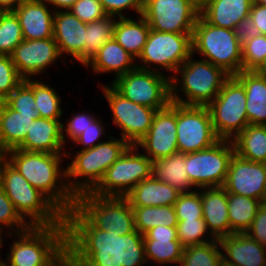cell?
I'll return each instance as SVG.
<instances>
[{
  "mask_svg": "<svg viewBox=\"0 0 266 266\" xmlns=\"http://www.w3.org/2000/svg\"><path fill=\"white\" fill-rule=\"evenodd\" d=\"M134 18H117L114 39L137 60L147 41L150 26L142 15Z\"/></svg>",
  "mask_w": 266,
  "mask_h": 266,
  "instance_id": "32",
  "label": "cell"
},
{
  "mask_svg": "<svg viewBox=\"0 0 266 266\" xmlns=\"http://www.w3.org/2000/svg\"><path fill=\"white\" fill-rule=\"evenodd\" d=\"M242 70L255 71L266 57V35L261 34L243 43Z\"/></svg>",
  "mask_w": 266,
  "mask_h": 266,
  "instance_id": "43",
  "label": "cell"
},
{
  "mask_svg": "<svg viewBox=\"0 0 266 266\" xmlns=\"http://www.w3.org/2000/svg\"><path fill=\"white\" fill-rule=\"evenodd\" d=\"M18 74L23 79L45 73L62 56L54 38L23 40L10 55ZM56 60V61H55Z\"/></svg>",
  "mask_w": 266,
  "mask_h": 266,
  "instance_id": "19",
  "label": "cell"
},
{
  "mask_svg": "<svg viewBox=\"0 0 266 266\" xmlns=\"http://www.w3.org/2000/svg\"><path fill=\"white\" fill-rule=\"evenodd\" d=\"M30 226L16 212L12 202L0 186V231L6 234H17L26 231Z\"/></svg>",
  "mask_w": 266,
  "mask_h": 266,
  "instance_id": "42",
  "label": "cell"
},
{
  "mask_svg": "<svg viewBox=\"0 0 266 266\" xmlns=\"http://www.w3.org/2000/svg\"><path fill=\"white\" fill-rule=\"evenodd\" d=\"M193 56L177 69L174 76H170L171 101L181 105L207 106L231 75L223 68L201 58L196 60Z\"/></svg>",
  "mask_w": 266,
  "mask_h": 266,
  "instance_id": "4",
  "label": "cell"
},
{
  "mask_svg": "<svg viewBox=\"0 0 266 266\" xmlns=\"http://www.w3.org/2000/svg\"><path fill=\"white\" fill-rule=\"evenodd\" d=\"M65 158L66 154L28 152L17 148L5 152V159L64 215L76 204V197L67 185V169L61 167Z\"/></svg>",
  "mask_w": 266,
  "mask_h": 266,
  "instance_id": "2",
  "label": "cell"
},
{
  "mask_svg": "<svg viewBox=\"0 0 266 266\" xmlns=\"http://www.w3.org/2000/svg\"><path fill=\"white\" fill-rule=\"evenodd\" d=\"M223 266H266V246L246 233H233L219 239Z\"/></svg>",
  "mask_w": 266,
  "mask_h": 266,
  "instance_id": "22",
  "label": "cell"
},
{
  "mask_svg": "<svg viewBox=\"0 0 266 266\" xmlns=\"http://www.w3.org/2000/svg\"><path fill=\"white\" fill-rule=\"evenodd\" d=\"M234 77L245 89L248 123L266 125V76L242 70Z\"/></svg>",
  "mask_w": 266,
  "mask_h": 266,
  "instance_id": "29",
  "label": "cell"
},
{
  "mask_svg": "<svg viewBox=\"0 0 266 266\" xmlns=\"http://www.w3.org/2000/svg\"><path fill=\"white\" fill-rule=\"evenodd\" d=\"M180 193L171 185L151 176L137 184L126 199L131 207L173 206Z\"/></svg>",
  "mask_w": 266,
  "mask_h": 266,
  "instance_id": "30",
  "label": "cell"
},
{
  "mask_svg": "<svg viewBox=\"0 0 266 266\" xmlns=\"http://www.w3.org/2000/svg\"><path fill=\"white\" fill-rule=\"evenodd\" d=\"M152 176V160L136 145H130L108 168L91 191L103 197H126L141 181Z\"/></svg>",
  "mask_w": 266,
  "mask_h": 266,
  "instance_id": "10",
  "label": "cell"
},
{
  "mask_svg": "<svg viewBox=\"0 0 266 266\" xmlns=\"http://www.w3.org/2000/svg\"><path fill=\"white\" fill-rule=\"evenodd\" d=\"M179 266H223L219 239L184 247Z\"/></svg>",
  "mask_w": 266,
  "mask_h": 266,
  "instance_id": "37",
  "label": "cell"
},
{
  "mask_svg": "<svg viewBox=\"0 0 266 266\" xmlns=\"http://www.w3.org/2000/svg\"><path fill=\"white\" fill-rule=\"evenodd\" d=\"M256 73L262 76H266V57L264 58V61L261 63V65L255 70Z\"/></svg>",
  "mask_w": 266,
  "mask_h": 266,
  "instance_id": "55",
  "label": "cell"
},
{
  "mask_svg": "<svg viewBox=\"0 0 266 266\" xmlns=\"http://www.w3.org/2000/svg\"><path fill=\"white\" fill-rule=\"evenodd\" d=\"M186 170L185 154L181 152L152 161V176L171 185L181 193L192 192L196 189L191 184Z\"/></svg>",
  "mask_w": 266,
  "mask_h": 266,
  "instance_id": "31",
  "label": "cell"
},
{
  "mask_svg": "<svg viewBox=\"0 0 266 266\" xmlns=\"http://www.w3.org/2000/svg\"><path fill=\"white\" fill-rule=\"evenodd\" d=\"M5 160V151L0 147V165Z\"/></svg>",
  "mask_w": 266,
  "mask_h": 266,
  "instance_id": "57",
  "label": "cell"
},
{
  "mask_svg": "<svg viewBox=\"0 0 266 266\" xmlns=\"http://www.w3.org/2000/svg\"><path fill=\"white\" fill-rule=\"evenodd\" d=\"M246 102L243 85L231 76L216 98L207 105L214 131L219 139L232 141L249 125Z\"/></svg>",
  "mask_w": 266,
  "mask_h": 266,
  "instance_id": "11",
  "label": "cell"
},
{
  "mask_svg": "<svg viewBox=\"0 0 266 266\" xmlns=\"http://www.w3.org/2000/svg\"><path fill=\"white\" fill-rule=\"evenodd\" d=\"M191 55L192 33L160 32L150 29L147 41L137 58L136 67L163 73L160 72L161 67V70L173 73L174 76L177 69Z\"/></svg>",
  "mask_w": 266,
  "mask_h": 266,
  "instance_id": "9",
  "label": "cell"
},
{
  "mask_svg": "<svg viewBox=\"0 0 266 266\" xmlns=\"http://www.w3.org/2000/svg\"><path fill=\"white\" fill-rule=\"evenodd\" d=\"M147 263L179 266L184 247L179 243L177 227L158 225L143 235Z\"/></svg>",
  "mask_w": 266,
  "mask_h": 266,
  "instance_id": "21",
  "label": "cell"
},
{
  "mask_svg": "<svg viewBox=\"0 0 266 266\" xmlns=\"http://www.w3.org/2000/svg\"><path fill=\"white\" fill-rule=\"evenodd\" d=\"M67 266H148L143 235L97 229L75 207L64 215Z\"/></svg>",
  "mask_w": 266,
  "mask_h": 266,
  "instance_id": "1",
  "label": "cell"
},
{
  "mask_svg": "<svg viewBox=\"0 0 266 266\" xmlns=\"http://www.w3.org/2000/svg\"><path fill=\"white\" fill-rule=\"evenodd\" d=\"M62 123L60 120L36 118L25 140L17 147L28 152H46L66 154L62 137Z\"/></svg>",
  "mask_w": 266,
  "mask_h": 266,
  "instance_id": "24",
  "label": "cell"
},
{
  "mask_svg": "<svg viewBox=\"0 0 266 266\" xmlns=\"http://www.w3.org/2000/svg\"><path fill=\"white\" fill-rule=\"evenodd\" d=\"M94 74L114 73V79L136 68V59L115 39L108 40L85 66Z\"/></svg>",
  "mask_w": 266,
  "mask_h": 266,
  "instance_id": "26",
  "label": "cell"
},
{
  "mask_svg": "<svg viewBox=\"0 0 266 266\" xmlns=\"http://www.w3.org/2000/svg\"><path fill=\"white\" fill-rule=\"evenodd\" d=\"M234 30L213 26L201 15L192 32V54L234 76L242 71V49ZM203 57V58H202Z\"/></svg>",
  "mask_w": 266,
  "mask_h": 266,
  "instance_id": "7",
  "label": "cell"
},
{
  "mask_svg": "<svg viewBox=\"0 0 266 266\" xmlns=\"http://www.w3.org/2000/svg\"><path fill=\"white\" fill-rule=\"evenodd\" d=\"M100 88L111 109L112 122L121 130V138L136 145L148 133L157 110L130 101L111 84Z\"/></svg>",
  "mask_w": 266,
  "mask_h": 266,
  "instance_id": "14",
  "label": "cell"
},
{
  "mask_svg": "<svg viewBox=\"0 0 266 266\" xmlns=\"http://www.w3.org/2000/svg\"><path fill=\"white\" fill-rule=\"evenodd\" d=\"M3 102L20 113H38L34 97V79H24Z\"/></svg>",
  "mask_w": 266,
  "mask_h": 266,
  "instance_id": "41",
  "label": "cell"
},
{
  "mask_svg": "<svg viewBox=\"0 0 266 266\" xmlns=\"http://www.w3.org/2000/svg\"><path fill=\"white\" fill-rule=\"evenodd\" d=\"M3 232H1L0 231V248H2L3 246H4V241L2 240L4 237H2V235H4V234H2ZM1 250V249H0ZM1 252V251H0ZM0 258H1V255H0Z\"/></svg>",
  "mask_w": 266,
  "mask_h": 266,
  "instance_id": "58",
  "label": "cell"
},
{
  "mask_svg": "<svg viewBox=\"0 0 266 266\" xmlns=\"http://www.w3.org/2000/svg\"><path fill=\"white\" fill-rule=\"evenodd\" d=\"M249 15L260 32L266 35V5L253 2Z\"/></svg>",
  "mask_w": 266,
  "mask_h": 266,
  "instance_id": "52",
  "label": "cell"
},
{
  "mask_svg": "<svg viewBox=\"0 0 266 266\" xmlns=\"http://www.w3.org/2000/svg\"><path fill=\"white\" fill-rule=\"evenodd\" d=\"M25 0H0V9L7 11L15 10Z\"/></svg>",
  "mask_w": 266,
  "mask_h": 266,
  "instance_id": "54",
  "label": "cell"
},
{
  "mask_svg": "<svg viewBox=\"0 0 266 266\" xmlns=\"http://www.w3.org/2000/svg\"><path fill=\"white\" fill-rule=\"evenodd\" d=\"M75 208L97 229L123 236L135 231L134 211L126 197L91 192L76 197Z\"/></svg>",
  "mask_w": 266,
  "mask_h": 266,
  "instance_id": "8",
  "label": "cell"
},
{
  "mask_svg": "<svg viewBox=\"0 0 266 266\" xmlns=\"http://www.w3.org/2000/svg\"><path fill=\"white\" fill-rule=\"evenodd\" d=\"M36 118H39V113H20L0 101V147L5 152L17 148Z\"/></svg>",
  "mask_w": 266,
  "mask_h": 266,
  "instance_id": "28",
  "label": "cell"
},
{
  "mask_svg": "<svg viewBox=\"0 0 266 266\" xmlns=\"http://www.w3.org/2000/svg\"><path fill=\"white\" fill-rule=\"evenodd\" d=\"M177 237L183 247L201 245L215 240L203 219L178 220Z\"/></svg>",
  "mask_w": 266,
  "mask_h": 266,
  "instance_id": "39",
  "label": "cell"
},
{
  "mask_svg": "<svg viewBox=\"0 0 266 266\" xmlns=\"http://www.w3.org/2000/svg\"><path fill=\"white\" fill-rule=\"evenodd\" d=\"M85 37V22L74 16L69 10L55 11L53 38L62 58L67 54L72 57L73 61H78L83 65Z\"/></svg>",
  "mask_w": 266,
  "mask_h": 266,
  "instance_id": "20",
  "label": "cell"
},
{
  "mask_svg": "<svg viewBox=\"0 0 266 266\" xmlns=\"http://www.w3.org/2000/svg\"><path fill=\"white\" fill-rule=\"evenodd\" d=\"M69 11L85 23L107 16L99 0H78Z\"/></svg>",
  "mask_w": 266,
  "mask_h": 266,
  "instance_id": "47",
  "label": "cell"
},
{
  "mask_svg": "<svg viewBox=\"0 0 266 266\" xmlns=\"http://www.w3.org/2000/svg\"><path fill=\"white\" fill-rule=\"evenodd\" d=\"M97 118H98L97 115H94V113H89V111H86V112L80 111L75 114L73 113L72 117L66 120L65 125L64 123H62V137H63V143L65 147L68 144L66 142L68 141L73 142ZM67 138H68V141H67Z\"/></svg>",
  "mask_w": 266,
  "mask_h": 266,
  "instance_id": "46",
  "label": "cell"
},
{
  "mask_svg": "<svg viewBox=\"0 0 266 266\" xmlns=\"http://www.w3.org/2000/svg\"><path fill=\"white\" fill-rule=\"evenodd\" d=\"M203 220L215 239L230 235L228 193L223 187L200 188Z\"/></svg>",
  "mask_w": 266,
  "mask_h": 266,
  "instance_id": "25",
  "label": "cell"
},
{
  "mask_svg": "<svg viewBox=\"0 0 266 266\" xmlns=\"http://www.w3.org/2000/svg\"><path fill=\"white\" fill-rule=\"evenodd\" d=\"M117 17L106 16L100 20L86 23V37L83 50L84 67L108 41L114 39Z\"/></svg>",
  "mask_w": 266,
  "mask_h": 266,
  "instance_id": "35",
  "label": "cell"
},
{
  "mask_svg": "<svg viewBox=\"0 0 266 266\" xmlns=\"http://www.w3.org/2000/svg\"><path fill=\"white\" fill-rule=\"evenodd\" d=\"M234 33L241 45L255 36L262 34L253 23V19L250 15L240 21L234 28Z\"/></svg>",
  "mask_w": 266,
  "mask_h": 266,
  "instance_id": "51",
  "label": "cell"
},
{
  "mask_svg": "<svg viewBox=\"0 0 266 266\" xmlns=\"http://www.w3.org/2000/svg\"><path fill=\"white\" fill-rule=\"evenodd\" d=\"M176 126V103L157 110L148 133L136 144L152 161L178 152Z\"/></svg>",
  "mask_w": 266,
  "mask_h": 266,
  "instance_id": "17",
  "label": "cell"
},
{
  "mask_svg": "<svg viewBox=\"0 0 266 266\" xmlns=\"http://www.w3.org/2000/svg\"><path fill=\"white\" fill-rule=\"evenodd\" d=\"M107 16H114L117 18L129 17L123 11H135L137 16L142 15L143 0H99Z\"/></svg>",
  "mask_w": 266,
  "mask_h": 266,
  "instance_id": "48",
  "label": "cell"
},
{
  "mask_svg": "<svg viewBox=\"0 0 266 266\" xmlns=\"http://www.w3.org/2000/svg\"><path fill=\"white\" fill-rule=\"evenodd\" d=\"M134 211L135 230L141 235L158 225L177 227L174 206L132 207Z\"/></svg>",
  "mask_w": 266,
  "mask_h": 266,
  "instance_id": "36",
  "label": "cell"
},
{
  "mask_svg": "<svg viewBox=\"0 0 266 266\" xmlns=\"http://www.w3.org/2000/svg\"><path fill=\"white\" fill-rule=\"evenodd\" d=\"M0 186L29 226L65 225L64 214L6 159L0 165Z\"/></svg>",
  "mask_w": 266,
  "mask_h": 266,
  "instance_id": "5",
  "label": "cell"
},
{
  "mask_svg": "<svg viewBox=\"0 0 266 266\" xmlns=\"http://www.w3.org/2000/svg\"><path fill=\"white\" fill-rule=\"evenodd\" d=\"M130 101L161 110L171 103L170 77L164 73L135 68L110 83Z\"/></svg>",
  "mask_w": 266,
  "mask_h": 266,
  "instance_id": "12",
  "label": "cell"
},
{
  "mask_svg": "<svg viewBox=\"0 0 266 266\" xmlns=\"http://www.w3.org/2000/svg\"><path fill=\"white\" fill-rule=\"evenodd\" d=\"M199 15L189 0H143L142 16L156 31L192 33Z\"/></svg>",
  "mask_w": 266,
  "mask_h": 266,
  "instance_id": "16",
  "label": "cell"
},
{
  "mask_svg": "<svg viewBox=\"0 0 266 266\" xmlns=\"http://www.w3.org/2000/svg\"><path fill=\"white\" fill-rule=\"evenodd\" d=\"M23 41L22 28L12 11L4 12L0 18V55L10 56Z\"/></svg>",
  "mask_w": 266,
  "mask_h": 266,
  "instance_id": "40",
  "label": "cell"
},
{
  "mask_svg": "<svg viewBox=\"0 0 266 266\" xmlns=\"http://www.w3.org/2000/svg\"><path fill=\"white\" fill-rule=\"evenodd\" d=\"M4 12H5L4 10L0 9V18H1L2 14H3Z\"/></svg>",
  "mask_w": 266,
  "mask_h": 266,
  "instance_id": "60",
  "label": "cell"
},
{
  "mask_svg": "<svg viewBox=\"0 0 266 266\" xmlns=\"http://www.w3.org/2000/svg\"><path fill=\"white\" fill-rule=\"evenodd\" d=\"M12 12L21 25L23 40L53 37L55 11L45 0H25Z\"/></svg>",
  "mask_w": 266,
  "mask_h": 266,
  "instance_id": "23",
  "label": "cell"
},
{
  "mask_svg": "<svg viewBox=\"0 0 266 266\" xmlns=\"http://www.w3.org/2000/svg\"><path fill=\"white\" fill-rule=\"evenodd\" d=\"M234 153L233 142L221 139L209 148L186 153V171L191 184L196 189L223 187Z\"/></svg>",
  "mask_w": 266,
  "mask_h": 266,
  "instance_id": "13",
  "label": "cell"
},
{
  "mask_svg": "<svg viewBox=\"0 0 266 266\" xmlns=\"http://www.w3.org/2000/svg\"><path fill=\"white\" fill-rule=\"evenodd\" d=\"M253 0H207L200 15L211 25L234 30L249 16Z\"/></svg>",
  "mask_w": 266,
  "mask_h": 266,
  "instance_id": "27",
  "label": "cell"
},
{
  "mask_svg": "<svg viewBox=\"0 0 266 266\" xmlns=\"http://www.w3.org/2000/svg\"><path fill=\"white\" fill-rule=\"evenodd\" d=\"M223 188L234 193L266 202V164L231 157Z\"/></svg>",
  "mask_w": 266,
  "mask_h": 266,
  "instance_id": "18",
  "label": "cell"
},
{
  "mask_svg": "<svg viewBox=\"0 0 266 266\" xmlns=\"http://www.w3.org/2000/svg\"><path fill=\"white\" fill-rule=\"evenodd\" d=\"M178 152L190 153L211 147L217 137L207 106L176 103Z\"/></svg>",
  "mask_w": 266,
  "mask_h": 266,
  "instance_id": "15",
  "label": "cell"
},
{
  "mask_svg": "<svg viewBox=\"0 0 266 266\" xmlns=\"http://www.w3.org/2000/svg\"><path fill=\"white\" fill-rule=\"evenodd\" d=\"M54 11L69 10L78 0H45ZM52 6V7H51Z\"/></svg>",
  "mask_w": 266,
  "mask_h": 266,
  "instance_id": "53",
  "label": "cell"
},
{
  "mask_svg": "<svg viewBox=\"0 0 266 266\" xmlns=\"http://www.w3.org/2000/svg\"><path fill=\"white\" fill-rule=\"evenodd\" d=\"M245 233L261 245L266 246V202L259 206L253 222Z\"/></svg>",
  "mask_w": 266,
  "mask_h": 266,
  "instance_id": "50",
  "label": "cell"
},
{
  "mask_svg": "<svg viewBox=\"0 0 266 266\" xmlns=\"http://www.w3.org/2000/svg\"><path fill=\"white\" fill-rule=\"evenodd\" d=\"M52 86L47 85L44 81L34 79V97L37 105L39 118L52 120H61L63 109H61V96Z\"/></svg>",
  "mask_w": 266,
  "mask_h": 266,
  "instance_id": "38",
  "label": "cell"
},
{
  "mask_svg": "<svg viewBox=\"0 0 266 266\" xmlns=\"http://www.w3.org/2000/svg\"><path fill=\"white\" fill-rule=\"evenodd\" d=\"M192 4H194L199 10H201L206 4L207 0H189Z\"/></svg>",
  "mask_w": 266,
  "mask_h": 266,
  "instance_id": "56",
  "label": "cell"
},
{
  "mask_svg": "<svg viewBox=\"0 0 266 266\" xmlns=\"http://www.w3.org/2000/svg\"><path fill=\"white\" fill-rule=\"evenodd\" d=\"M254 2L262 5H266V0H253Z\"/></svg>",
  "mask_w": 266,
  "mask_h": 266,
  "instance_id": "59",
  "label": "cell"
},
{
  "mask_svg": "<svg viewBox=\"0 0 266 266\" xmlns=\"http://www.w3.org/2000/svg\"><path fill=\"white\" fill-rule=\"evenodd\" d=\"M262 202L258 199L228 193L230 235L245 233L253 222Z\"/></svg>",
  "mask_w": 266,
  "mask_h": 266,
  "instance_id": "34",
  "label": "cell"
},
{
  "mask_svg": "<svg viewBox=\"0 0 266 266\" xmlns=\"http://www.w3.org/2000/svg\"><path fill=\"white\" fill-rule=\"evenodd\" d=\"M24 79L8 55H0V101H4Z\"/></svg>",
  "mask_w": 266,
  "mask_h": 266,
  "instance_id": "45",
  "label": "cell"
},
{
  "mask_svg": "<svg viewBox=\"0 0 266 266\" xmlns=\"http://www.w3.org/2000/svg\"><path fill=\"white\" fill-rule=\"evenodd\" d=\"M0 266H67L66 225L30 226L17 234Z\"/></svg>",
  "mask_w": 266,
  "mask_h": 266,
  "instance_id": "3",
  "label": "cell"
},
{
  "mask_svg": "<svg viewBox=\"0 0 266 266\" xmlns=\"http://www.w3.org/2000/svg\"><path fill=\"white\" fill-rule=\"evenodd\" d=\"M232 142L239 157L266 164V125L249 124Z\"/></svg>",
  "mask_w": 266,
  "mask_h": 266,
  "instance_id": "33",
  "label": "cell"
},
{
  "mask_svg": "<svg viewBox=\"0 0 266 266\" xmlns=\"http://www.w3.org/2000/svg\"><path fill=\"white\" fill-rule=\"evenodd\" d=\"M108 136V140L106 139L93 148L76 151L75 155L72 152H66L67 160L71 158V162L66 166L67 185L75 197L91 192L98 185L106 170L130 146L121 137Z\"/></svg>",
  "mask_w": 266,
  "mask_h": 266,
  "instance_id": "6",
  "label": "cell"
},
{
  "mask_svg": "<svg viewBox=\"0 0 266 266\" xmlns=\"http://www.w3.org/2000/svg\"><path fill=\"white\" fill-rule=\"evenodd\" d=\"M173 206L177 220L203 219L200 188L192 192L180 193Z\"/></svg>",
  "mask_w": 266,
  "mask_h": 266,
  "instance_id": "44",
  "label": "cell"
},
{
  "mask_svg": "<svg viewBox=\"0 0 266 266\" xmlns=\"http://www.w3.org/2000/svg\"><path fill=\"white\" fill-rule=\"evenodd\" d=\"M106 127H104V124L102 121H100L99 118H97L86 130L83 131V133L78 136L74 141L73 144H77L78 146L82 145L79 150H85L89 148L95 147L97 144L103 142L99 139L101 137H108L106 136ZM105 133V134H104Z\"/></svg>",
  "mask_w": 266,
  "mask_h": 266,
  "instance_id": "49",
  "label": "cell"
}]
</instances>
